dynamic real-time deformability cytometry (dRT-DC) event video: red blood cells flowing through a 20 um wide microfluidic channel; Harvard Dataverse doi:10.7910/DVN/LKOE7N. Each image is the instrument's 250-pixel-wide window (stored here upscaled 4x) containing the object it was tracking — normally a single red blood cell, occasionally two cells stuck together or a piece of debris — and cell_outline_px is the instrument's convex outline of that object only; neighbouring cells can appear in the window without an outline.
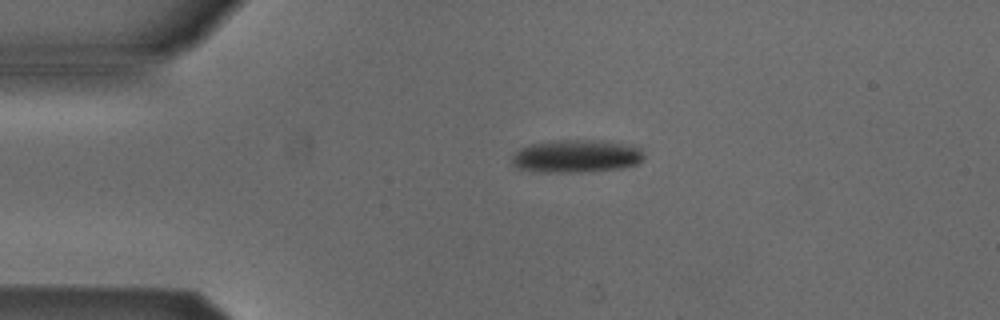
{"species": "Egyptian fruit bat (a non-hibernating species)", "species_latin": "Rousettus aegyptiacus", "temperature_condition": "cold", "stored_images_in_passage": 2, "camera_frame_rate_fps": 3000, "um_per_image_px": 0.085, "animal": {"sex": "male"}, "frame": {"image": 1, "passage_image": 1, "time_ms": 0.0, "image_size_px": [1000, 320], "cell_outline_px": [[644, 160], [640, 164], [624, 168], [592, 172], [532, 172], [516, 168], [512, 164], [512, 156], [520, 148], [532, 144], [556, 140], [576, 140], [620, 144], [640, 148], [644, 152]], "centroid_in_image_um": [48.97, 13.32], "position_along_channel_um": 36.0, "area_um2": 25.32}}